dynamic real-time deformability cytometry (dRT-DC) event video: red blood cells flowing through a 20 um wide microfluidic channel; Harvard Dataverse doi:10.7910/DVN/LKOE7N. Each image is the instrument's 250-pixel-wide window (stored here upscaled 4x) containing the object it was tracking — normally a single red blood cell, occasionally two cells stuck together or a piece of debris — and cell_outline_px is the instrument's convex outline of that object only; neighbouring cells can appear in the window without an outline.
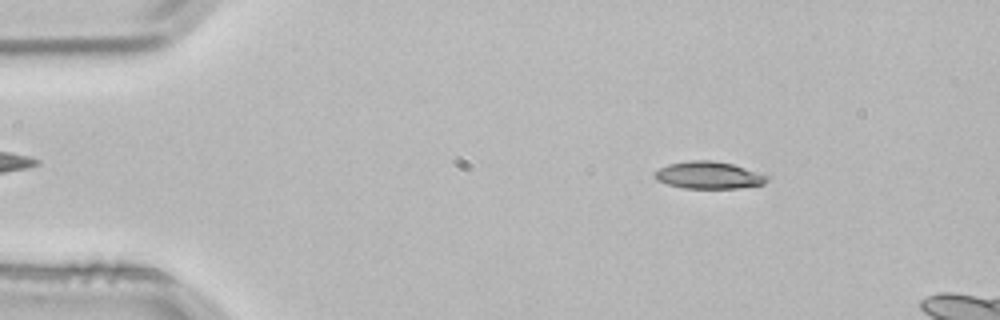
{"species": "common noctule bat (a hibernating species)", "species_latin": "Nyctalus noctula", "temperature_condition": "room temperature", "stored_images_in_passage": 3, "camera_frame_rate_fps": 3000, "um_per_image_px": 0.085, "animal": {"sex": "male", "body_mass_g": 21.5, "forearm_length_mm": 52.0}, "frame": {"image": 1, "passage_image": 1, "time_ms": 0.0, "image_size_px": [1000, 320], "cell_outline_px": [[768, 180], [764, 184], [736, 188], [684, 188], [668, 184], [656, 180], [652, 176], [660, 168], [668, 164], [688, 160], [712, 160], [732, 164], [768, 176]], "centroid_in_image_um": [60.2, 14.89], "position_along_channel_um": 24.8, "area_um2": 17.63}}
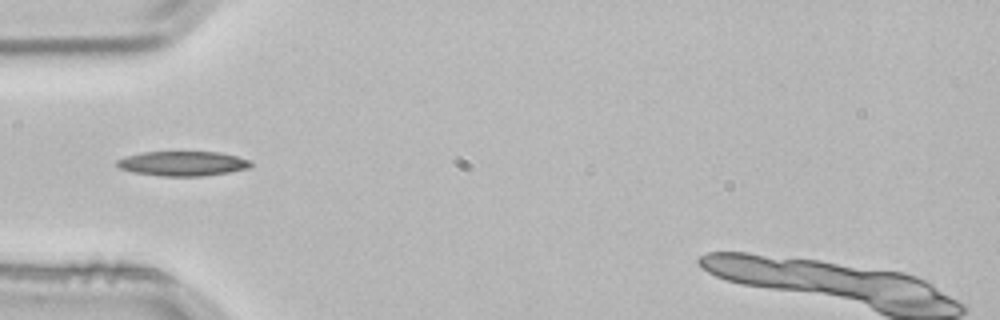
{"frame": {"image": 2, "passage_image": 3, "time_ms": 0.667, "image_size_px": [1000, 320], "cell_outline_px": [[252, 164], [248, 168], [228, 172], [204, 176], [160, 176], [136, 172], [120, 168], [116, 164], [116, 160], [128, 156], [144, 152], [220, 152], [252, 160]], "centroid_in_image_um": [15.57, 13.9], "position_along_channel_um": 69.4, "area_um2": 19.07}}